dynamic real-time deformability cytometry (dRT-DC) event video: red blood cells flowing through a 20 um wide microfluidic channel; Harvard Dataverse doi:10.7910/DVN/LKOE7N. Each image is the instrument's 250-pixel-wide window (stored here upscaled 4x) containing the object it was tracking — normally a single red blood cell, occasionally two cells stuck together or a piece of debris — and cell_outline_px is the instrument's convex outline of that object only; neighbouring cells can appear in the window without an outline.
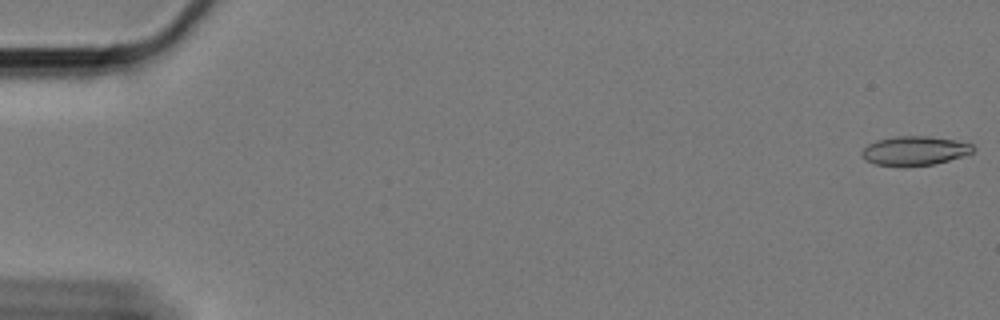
{"species": "Egyptian fruit bat (a non-hibernating species)", "species_latin": "Rousettus aegyptiacus", "temperature_condition": "cold", "stored_images_in_passage": 54, "camera_frame_rate_fps": 3000, "um_per_image_px": 0.085, "animal": {"sex": "female"}, "frame": {"image": 1, "passage_image": 1, "time_ms": 0.0, "image_size_px": [1000, 320], "cell_outline_px": [[976, 148], [972, 152], [964, 156], [932, 164], [904, 168], [900, 168], [876, 164], [864, 160], [860, 152], [868, 144], [876, 140], [896, 136], [928, 136], [952, 140], [972, 144]], "centroid_in_image_um": [77.69, 12.84], "position_along_channel_um": 7.3, "area_um2": 19.19}}
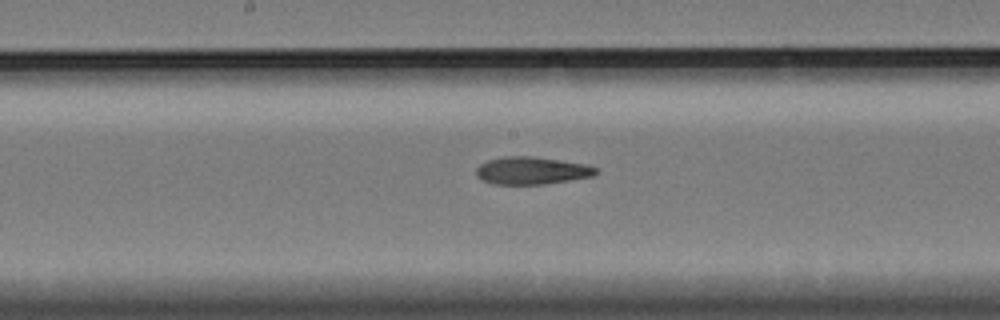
{"frame": {"image": 2, "passage_image": 32, "time_ms": 10.333, "image_size_px": [1000, 320], "cell_outline_px": [[600, 172], [592, 176], [544, 184], [492, 184], [480, 180], [476, 176], [476, 168], [480, 164], [488, 160], [504, 156], [532, 156], [588, 164], [596, 168]], "centroid_in_image_um": [45.17, 14.5], "position_along_channel_um": 203.0, "area_um2": 19.31}}
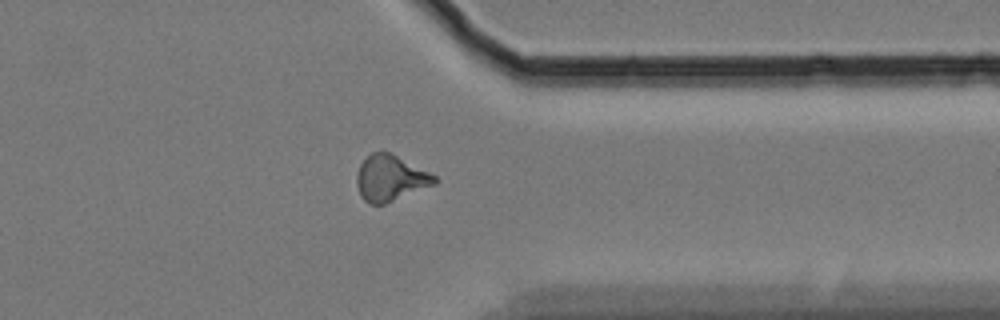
{"frame": {"image": 3, "passage_image": 48, "time_ms": 15.667, "image_size_px": [1000, 320], "cell_outline_px": [[436, 184], [384, 204], [368, 204], [360, 196], [356, 184], [356, 172], [360, 164], [372, 152], [388, 152], [436, 176]], "centroid_in_image_um": [33.13, 15.17], "position_along_channel_um": 378.3, "area_um2": 20.52}}